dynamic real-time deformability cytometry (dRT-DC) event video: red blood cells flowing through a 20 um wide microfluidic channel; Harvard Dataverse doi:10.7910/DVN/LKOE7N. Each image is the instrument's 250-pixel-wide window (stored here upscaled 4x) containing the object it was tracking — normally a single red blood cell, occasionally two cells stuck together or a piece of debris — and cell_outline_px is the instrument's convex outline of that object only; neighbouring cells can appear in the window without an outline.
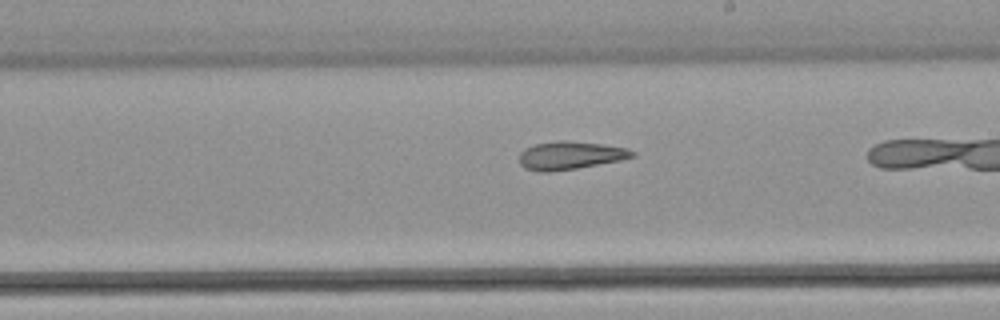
{"species": "common noctule bat (a hibernating species)", "species_latin": "Nyctalus noctula", "temperature_condition": "warm", "stored_images_in_passage": 39, "camera_frame_rate_fps": 3000, "um_per_image_px": 0.085, "animal": {"sex": "male", "body_mass_g": 21.5, "forearm_length_mm": 52.0}, "frame": {"image": 1, "passage_image": 28, "time_ms": 9.0, "image_size_px": [1000, 320], "cell_outline_px": [[636, 156], [620, 160], [576, 168], [552, 172], [536, 172], [524, 168], [520, 164], [520, 152], [524, 148], [536, 144], [560, 140], [564, 140], [600, 144], [628, 148], [636, 152]], "centroid_in_image_um": [48.45, 13.22], "position_along_channel_um": 240.6, "area_um2": 18.5}}
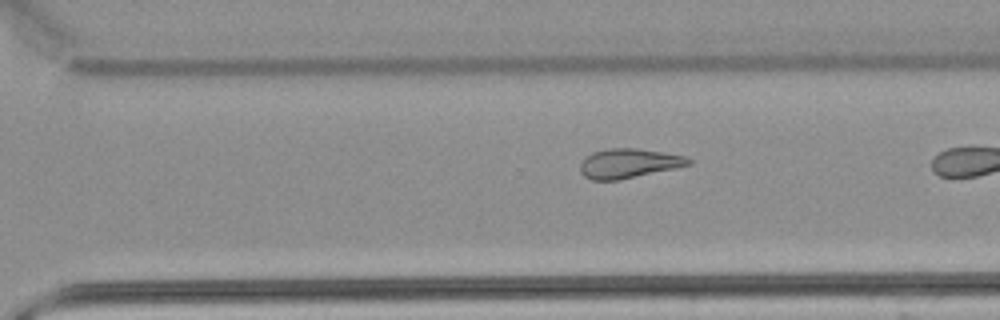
{"frame": {"image": 2, "passage_image": 34, "time_ms": 11.0, "image_size_px": [1000, 320], "cell_outline_px": [[692, 164], [676, 168], [616, 180], [592, 180], [584, 176], [580, 172], [580, 164], [592, 152], [612, 148], [636, 148], [684, 156], [692, 160]], "centroid_in_image_um": [53.43, 13.89], "position_along_channel_um": 317.2, "area_um2": 18.26}}